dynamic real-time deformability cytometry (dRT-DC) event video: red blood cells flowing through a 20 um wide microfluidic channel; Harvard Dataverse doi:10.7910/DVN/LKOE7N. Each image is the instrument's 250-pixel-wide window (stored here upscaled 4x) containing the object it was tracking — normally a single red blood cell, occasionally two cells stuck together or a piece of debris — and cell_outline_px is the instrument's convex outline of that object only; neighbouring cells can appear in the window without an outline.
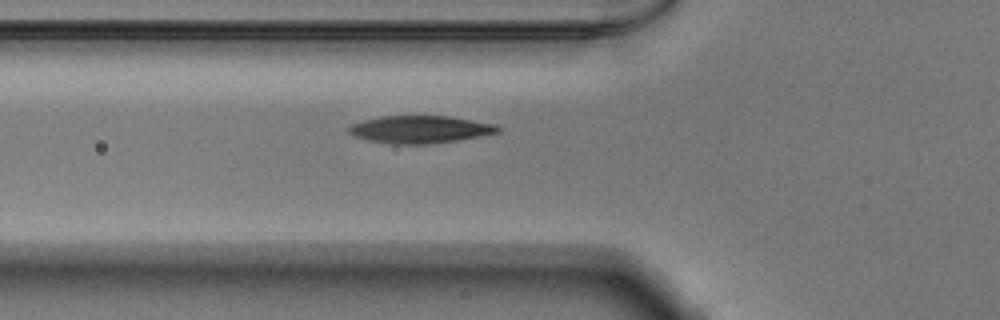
{"species": "Egyptian fruit bat (a non-hibernating species)", "species_latin": "Rousettus aegyptiacus", "temperature_condition": "warm", "stored_images_in_passage": 35, "camera_frame_rate_fps": 3000, "um_per_image_px": 0.085, "animal": {"sex": "male"}, "frame": {"image": 1, "passage_image": 3, "time_ms": 0.667, "image_size_px": [1000, 320], "cell_outline_px": [[500, 132], [456, 140], [428, 144], [392, 144], [372, 140], [356, 136], [348, 132], [348, 128], [352, 124], [364, 120], [380, 116], [448, 116], [496, 124], [500, 128]], "centroid_in_image_um": [35.72, 10.99], "position_along_channel_um": 90.1, "area_um2": 23.52}}
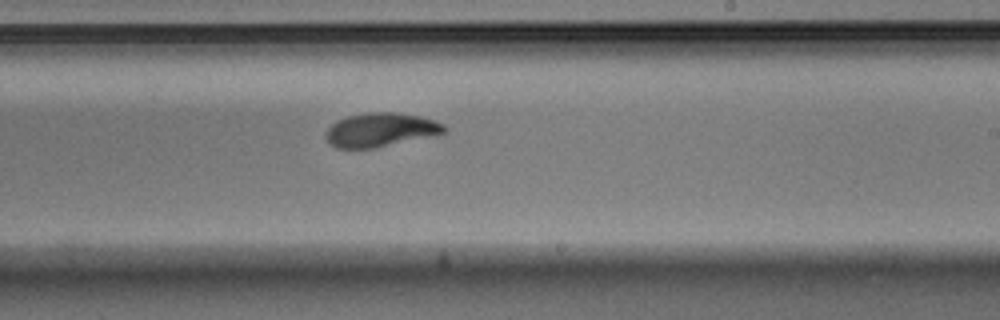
{"frame": {"image": 2, "passage_image": 16, "time_ms": 5.0, "image_size_px": [1000, 320], "cell_outline_px": [[448, 128], [444, 132], [436, 136], [372, 148], [336, 148], [328, 144], [324, 136], [324, 132], [336, 120], [348, 116], [368, 112], [396, 112], [416, 116], [432, 120], [444, 124]], "centroid_in_image_um": [32.32, 11.05], "position_along_channel_um": 256.7, "area_um2": 23.52}}
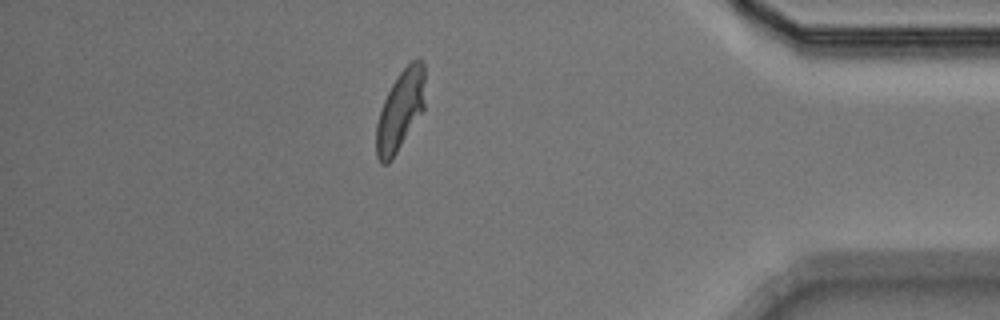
{"frame": {"image": 3, "passage_image": 30, "time_ms": 9.667, "image_size_px": [1000, 320], "cell_outline_px": [[424, 108], [392, 160], [388, 164], [380, 164], [376, 156], [376, 124], [384, 100], [392, 84], [400, 72], [412, 60], [420, 56], [424, 60]], "centroid_in_image_um": [34.02, 9.38], "position_along_channel_um": 401.2, "area_um2": 22.72}}